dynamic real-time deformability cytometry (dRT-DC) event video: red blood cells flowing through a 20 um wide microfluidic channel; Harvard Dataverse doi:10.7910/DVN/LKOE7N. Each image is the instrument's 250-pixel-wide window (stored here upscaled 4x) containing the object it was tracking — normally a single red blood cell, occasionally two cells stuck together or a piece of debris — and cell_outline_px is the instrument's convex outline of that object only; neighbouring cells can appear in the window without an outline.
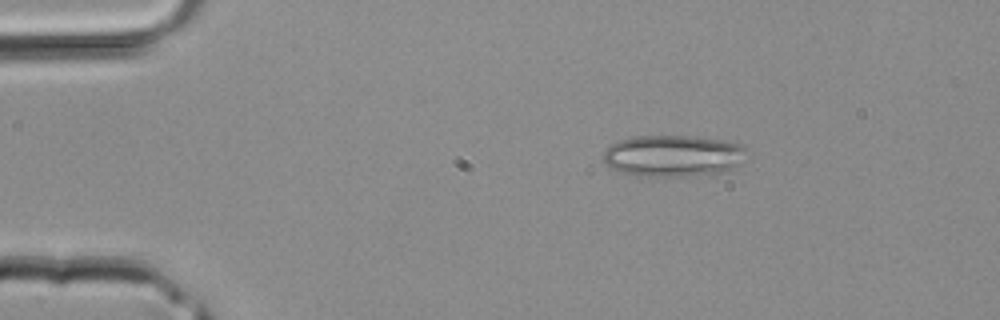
{"species": "common noctule bat (a hibernating species)", "species_latin": "Nyctalus noctula", "temperature_condition": "room temperature", "stored_images_in_passage": 34, "camera_frame_rate_fps": 3000, "um_per_image_px": 0.085, "animal": {"sex": "male", "body_mass_g": 20.4}, "frame": {"image": 1, "passage_image": 2, "time_ms": 0.333, "image_size_px": [1000, 320], "cell_outline_px": [[744, 148], [740, 164], [732, 168], [720, 172], [684, 176], [648, 176], [620, 172], [612, 168], [604, 160], [604, 148], [620, 140], [636, 136], [692, 136], [724, 140], [736, 144]], "centroid_in_image_um": [57.16, 13.23], "position_along_channel_um": 27.8, "area_um2": 34.1}}
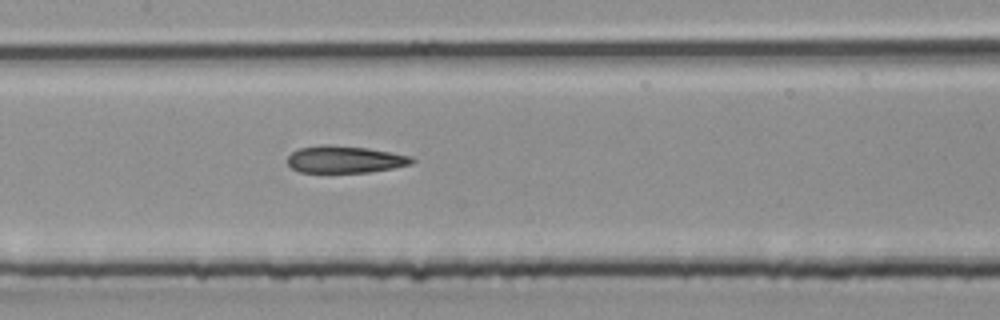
{"frame": {"image": 2, "passage_image": 14, "time_ms": 4.333, "image_size_px": [1000, 320], "cell_outline_px": [[416, 160], [412, 164], [392, 168], [368, 172], [300, 172], [292, 168], [288, 164], [288, 156], [296, 148], [320, 144], [332, 144], [368, 148], [392, 152], [412, 156]], "centroid_in_image_um": [29.31, 13.53], "position_along_channel_um": 178.1, "area_um2": 19.88}}
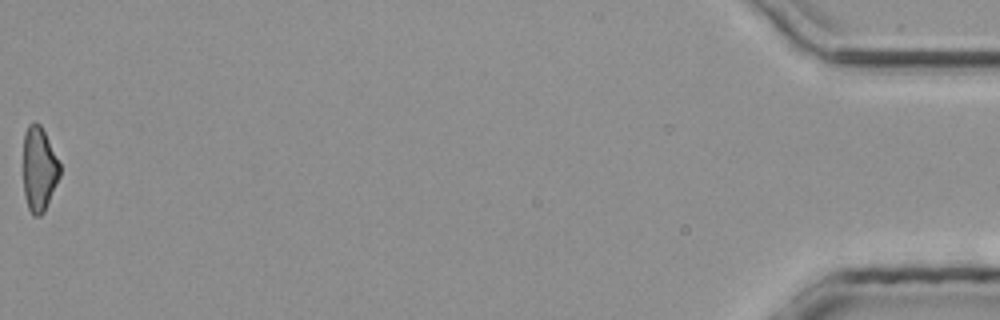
{"frame": {"image": 3, "passage_image": 34, "time_ms": 11.0, "image_size_px": [1000, 320], "cell_outline_px": [[60, 176], [44, 212], [40, 216], [32, 216], [28, 208], [24, 192], [24, 132], [28, 124], [32, 120], [36, 120], [40, 124], [60, 164]], "centroid_in_image_um": [3.31, 14.36], "position_along_channel_um": 431.9, "area_um2": 17.98}}